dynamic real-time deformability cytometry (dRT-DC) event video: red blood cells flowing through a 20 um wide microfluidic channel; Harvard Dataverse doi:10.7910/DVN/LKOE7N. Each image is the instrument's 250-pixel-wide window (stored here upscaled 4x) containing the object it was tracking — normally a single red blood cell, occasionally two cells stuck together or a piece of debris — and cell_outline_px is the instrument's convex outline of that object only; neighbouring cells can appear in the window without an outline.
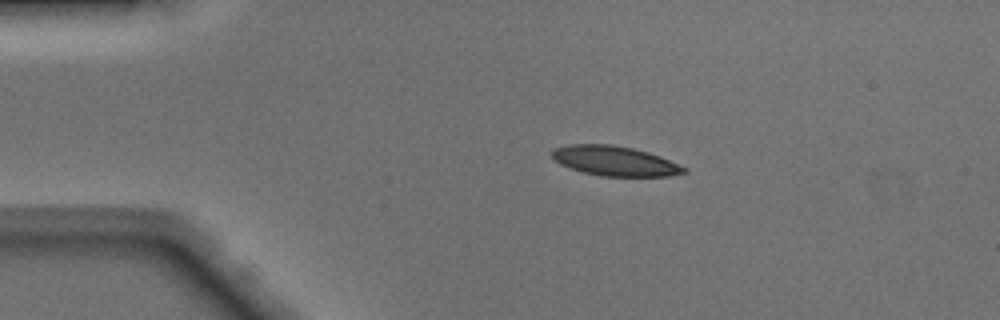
{"species": "Egyptian fruit bat (a non-hibernating species)", "species_latin": "Rousettus aegyptiacus", "temperature_condition": "warm", "stored_images_in_passage": 45, "camera_frame_rate_fps": 3000, "um_per_image_px": 0.085, "animal": {"sex": "male"}, "frame": {"image": 1, "passage_image": 6, "time_ms": 1.667, "image_size_px": [1000, 320], "cell_outline_px": [[688, 172], [668, 176], [600, 176], [584, 172], [560, 164], [552, 160], [552, 148], [572, 144], [612, 144], [632, 148], [648, 152], [660, 156], [688, 168]], "centroid_in_image_um": [52.26, 13.67], "position_along_channel_um": 32.7, "area_um2": 22.95}}
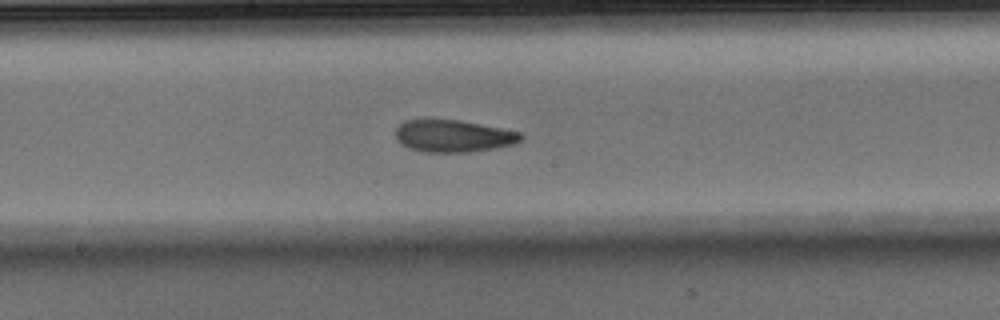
{"frame": {"image": 2, "passage_image": 22, "time_ms": 7.0, "image_size_px": [1000, 320], "cell_outline_px": [[524, 136], [516, 144], [468, 152], [424, 152], [408, 148], [400, 144], [396, 140], [396, 128], [404, 120], [460, 120], [520, 132]], "centroid_in_image_um": [38.5, 11.57], "position_along_channel_um": 209.7, "area_um2": 23.41}}
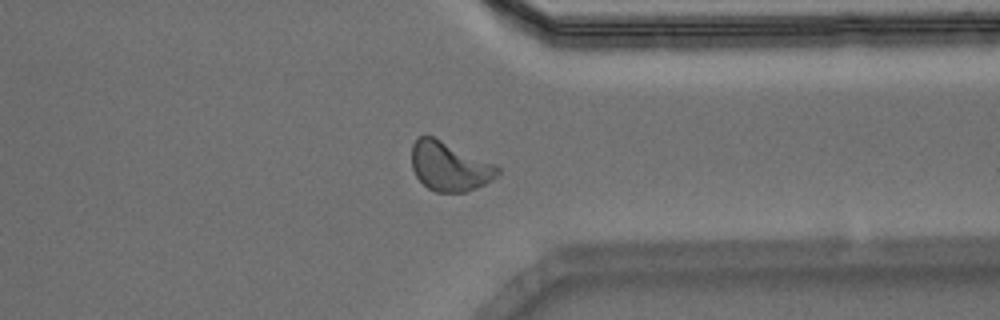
{"frame": {"image": 3, "passage_image": 34, "time_ms": 11.0, "image_size_px": [1000, 320], "cell_outline_px": [[500, 172], [492, 180], [476, 188], [464, 192], [436, 192], [428, 188], [416, 176], [412, 168], [412, 144], [420, 136], [432, 136], [496, 164], [500, 168]], "centroid_in_image_um": [38.21, 14.15], "position_along_channel_um": 373.2, "area_um2": 24.45}, "authors_computed_cell_mechanics": {"area_um2": 23.7558, "velocity_mm_per_s": 4.1486, "shape_relaxation_time_tau1_ms": 4.3646, "shape_relaxation_time_tau2_ms": 2.0564, "deformation_change_tau1": 0.1417, "deformation_change_tau2": 0.0927}}